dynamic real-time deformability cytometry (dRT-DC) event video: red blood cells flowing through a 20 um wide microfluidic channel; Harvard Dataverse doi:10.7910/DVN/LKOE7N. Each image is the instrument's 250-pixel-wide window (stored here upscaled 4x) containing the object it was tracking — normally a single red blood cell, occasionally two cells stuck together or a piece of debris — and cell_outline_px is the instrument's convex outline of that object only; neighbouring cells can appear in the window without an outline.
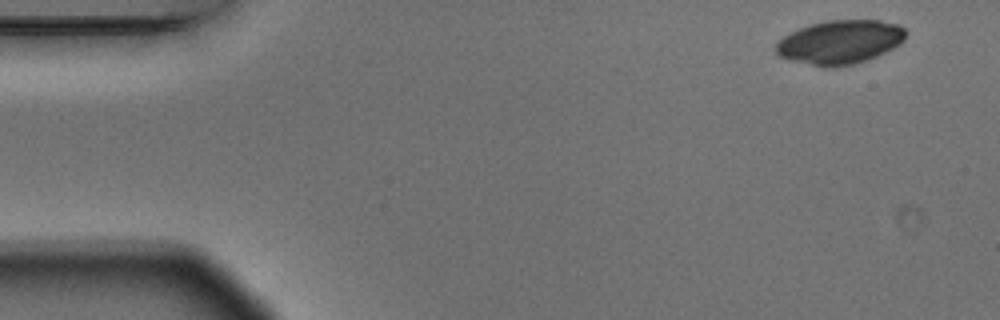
{"species": "Egyptian fruit bat (a non-hibernating species)", "species_latin": "Rousettus aegyptiacus", "temperature_condition": "warm", "stored_images_in_passage": 4, "camera_frame_rate_fps": 3000, "um_per_image_px": 0.085, "animal": {"sex": "male"}, "frame": {"image": 1, "passage_image": 1, "time_ms": 0.0, "image_size_px": [1000, 320], "cell_outline_px": [[908, 32], [904, 40], [900, 44], [876, 56], [852, 64], [812, 64], [792, 60], [780, 56], [776, 52], [776, 44], [784, 36], [800, 28], [812, 24], [828, 20], [880, 20], [900, 24]], "centroid_in_image_um": [71.46, 3.52], "position_along_channel_um": 13.5, "area_um2": 32.25}}
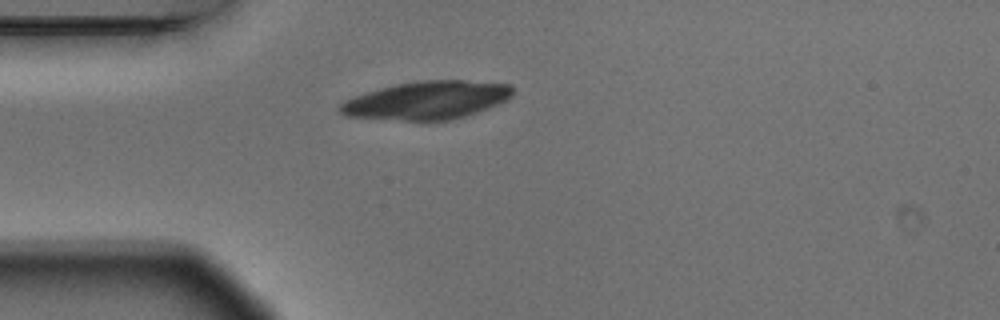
{"frame": {"image": 2, "passage_image": 4, "time_ms": 1.0, "image_size_px": [1000, 320], "cell_outline_px": [[512, 96], [496, 104], [476, 112], [452, 120], [404, 120], [344, 116], [336, 108], [344, 100], [352, 96], [380, 88], [396, 84], [420, 80], [464, 80], [508, 84], [512, 88]], "centroid_in_image_um": [36.22, 8.51], "position_along_channel_um": 48.8, "area_um2": 38.09}}